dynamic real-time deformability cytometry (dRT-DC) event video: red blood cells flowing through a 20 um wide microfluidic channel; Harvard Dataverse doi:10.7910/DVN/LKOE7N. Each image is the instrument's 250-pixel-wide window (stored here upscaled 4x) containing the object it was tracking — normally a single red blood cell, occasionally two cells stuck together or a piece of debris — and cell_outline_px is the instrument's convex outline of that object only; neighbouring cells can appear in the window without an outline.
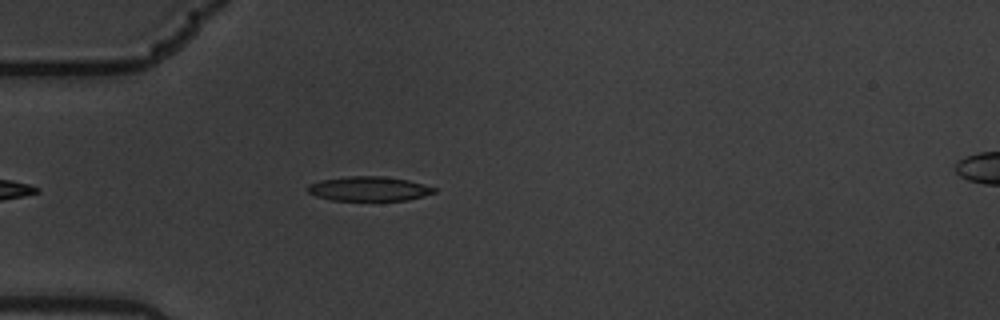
{"species": "common noctule bat (a hibernating species)", "species_latin": "Nyctalus noctula", "temperature_condition": "warm", "stored_images_in_passage": 2, "camera_frame_rate_fps": 3000, "um_per_image_px": 0.085, "animal": {"sex": "male", "body_mass_g": 19.5, "forearm_length_mm": 54.6}, "frame": {"image": 1, "passage_image": 1, "time_ms": 0.0, "image_size_px": [1000, 320], "cell_outline_px": [[436, 192], [424, 196], [408, 200], [332, 200], [316, 196], [308, 192], [304, 188], [308, 184], [320, 180], [348, 176], [384, 176], [408, 180], [424, 184], [436, 188]], "centroid_in_image_um": [31.34, 16.04], "position_along_channel_um": 53.7, "area_um2": 18.15}}